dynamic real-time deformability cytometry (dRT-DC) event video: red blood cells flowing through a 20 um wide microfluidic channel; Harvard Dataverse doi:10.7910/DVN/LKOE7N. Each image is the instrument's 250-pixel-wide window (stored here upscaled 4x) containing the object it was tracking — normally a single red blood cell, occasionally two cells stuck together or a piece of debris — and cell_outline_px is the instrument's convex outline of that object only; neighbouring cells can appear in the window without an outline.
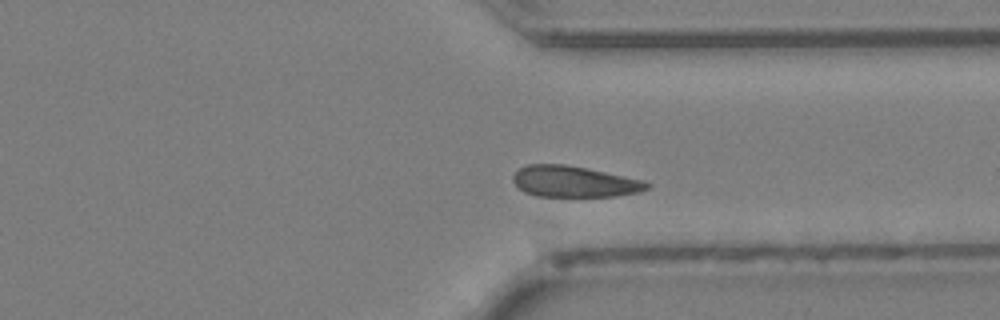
{"species": "Egyptian fruit bat (a non-hibernating species)", "species_latin": "Rousettus aegyptiacus", "temperature_condition": "cold", "stored_images_in_passage": 36, "camera_frame_rate_fps": 3000, "um_per_image_px": 0.085, "animal": {"sex": "female"}, "frame": {"image": 1, "passage_image": 26, "time_ms": 8.333, "image_size_px": [1000, 320], "cell_outline_px": [[652, 184], [648, 188], [640, 192], [616, 196], [536, 196], [524, 192], [512, 180], [512, 176], [520, 168], [528, 164], [564, 164], [588, 168], [644, 180]], "centroid_in_image_um": [48.83, 15.43], "position_along_channel_um": 362.6, "area_um2": 24.33}}